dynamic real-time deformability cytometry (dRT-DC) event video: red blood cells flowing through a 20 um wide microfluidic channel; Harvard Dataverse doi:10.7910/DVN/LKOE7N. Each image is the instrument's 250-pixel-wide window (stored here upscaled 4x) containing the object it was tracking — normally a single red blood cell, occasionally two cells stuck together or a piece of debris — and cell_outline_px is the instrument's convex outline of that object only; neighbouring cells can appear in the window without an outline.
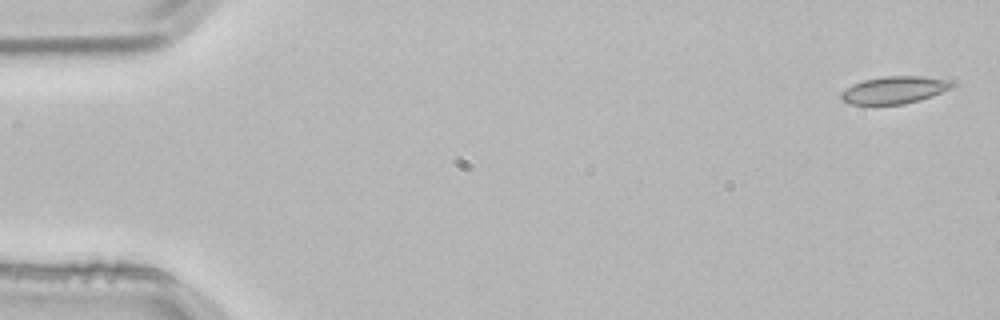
{"species": "common noctule bat (a hibernating species)", "species_latin": "Nyctalus noctula", "temperature_condition": "room temperature", "stored_images_in_passage": 5, "camera_frame_rate_fps": 3000, "um_per_image_px": 0.085, "animal": {"sex": "male", "body_mass_g": 21.5, "forearm_length_mm": 52.0}, "frame": {"image": 1, "passage_image": 1, "time_ms": 0.0, "image_size_px": [1000, 320], "cell_outline_px": [[956, 84], [952, 88], [932, 96], [920, 100], [904, 104], [848, 104], [840, 100], [840, 92], [852, 84], [864, 80], [884, 76], [920, 76], [952, 80]], "centroid_in_image_um": [76.02, 7.65], "position_along_channel_um": 9.0, "area_um2": 17.86}}